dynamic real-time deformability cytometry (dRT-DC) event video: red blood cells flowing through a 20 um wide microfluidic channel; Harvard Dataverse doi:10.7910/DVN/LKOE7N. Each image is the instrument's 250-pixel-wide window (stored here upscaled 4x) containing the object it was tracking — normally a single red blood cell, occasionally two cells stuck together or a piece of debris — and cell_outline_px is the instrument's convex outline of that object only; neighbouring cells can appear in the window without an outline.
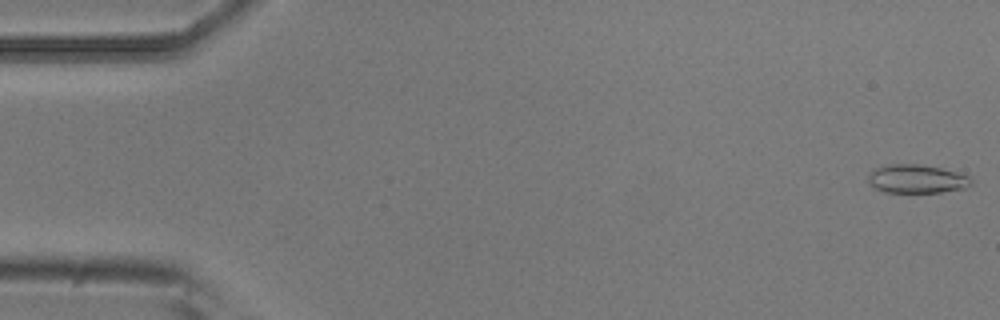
{"species": "common noctule bat (a hibernating species)", "species_latin": "Nyctalus noctula", "temperature_condition": "room temperature", "stored_images_in_passage": 6, "camera_frame_rate_fps": 3000, "um_per_image_px": 0.085, "animal": {"sex": "male", "body_mass_g": 20.5, "forearm_length_mm": 52.5}, "frame": {"image": 1, "passage_image": 1, "time_ms": 0.0, "image_size_px": [1000, 320], "cell_outline_px": [[972, 184], [964, 188], [940, 192], [884, 192], [876, 188], [868, 180], [868, 176], [876, 168], [888, 164], [920, 164], [940, 168], [956, 172], [968, 176], [972, 180]], "centroid_in_image_um": [77.93, 15.2], "position_along_channel_um": 7.1, "area_um2": 16.88}}